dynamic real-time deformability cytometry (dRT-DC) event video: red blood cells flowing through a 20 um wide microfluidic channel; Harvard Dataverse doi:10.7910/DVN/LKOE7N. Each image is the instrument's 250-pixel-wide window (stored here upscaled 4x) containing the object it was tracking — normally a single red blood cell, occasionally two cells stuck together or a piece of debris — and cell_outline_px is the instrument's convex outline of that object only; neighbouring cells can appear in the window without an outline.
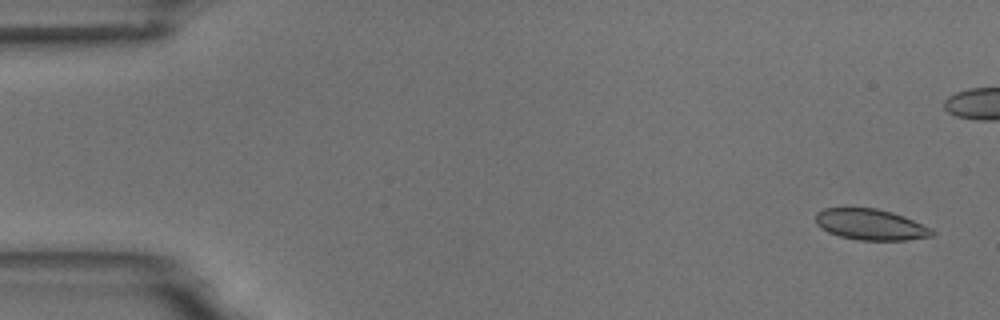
{"species": "common noctule bat (a hibernating species)", "species_latin": "Nyctalus noctula", "temperature_condition": "room temperature", "stored_images_in_passage": 7, "camera_frame_rate_fps": 3000, "um_per_image_px": 0.085, "animal": {"sex": "male", "body_mass_g": 18.8}, "frame": {"image": 1, "passage_image": 1, "time_ms": 0.0, "image_size_px": [1000, 320], "cell_outline_px": [[936, 232], [932, 236], [908, 240], [860, 240], [840, 236], [828, 232], [820, 228], [816, 224], [816, 212], [824, 208], [876, 208], [892, 212], [904, 216], [932, 228]], "centroid_in_image_um": [74.01, 19.08], "position_along_channel_um": 11.0, "area_um2": 21.1}}